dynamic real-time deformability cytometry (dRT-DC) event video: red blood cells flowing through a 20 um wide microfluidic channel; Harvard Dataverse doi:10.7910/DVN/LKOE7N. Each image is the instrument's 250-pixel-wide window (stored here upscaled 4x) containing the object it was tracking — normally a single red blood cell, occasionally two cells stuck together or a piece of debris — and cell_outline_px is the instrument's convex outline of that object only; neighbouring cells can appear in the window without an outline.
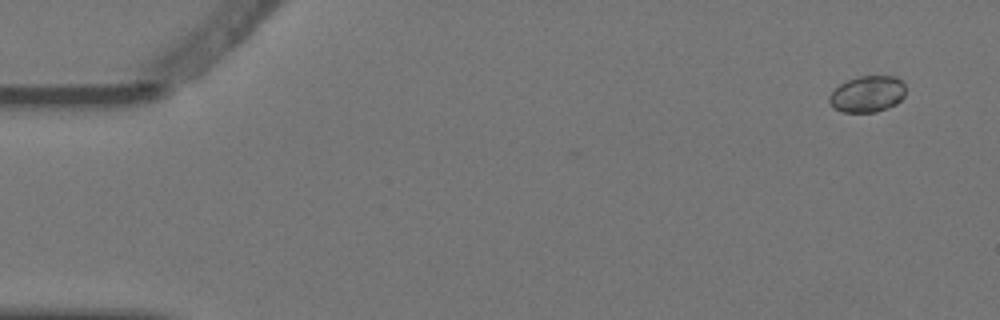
{"species": "Egyptian fruit bat (a non-hibernating species)", "species_latin": "Rousettus aegyptiacus", "temperature_condition": "warm", "stored_images_in_passage": 2, "camera_frame_rate_fps": 3000, "um_per_image_px": 0.085, "animal": {"sex": "female"}, "frame": {"image": 1, "passage_image": 1, "time_ms": 0.0, "image_size_px": [1000, 320], "cell_outline_px": [[904, 96], [896, 104], [876, 112], [844, 112], [832, 108], [828, 100], [828, 96], [840, 84], [848, 80], [860, 76], [896, 76], [904, 84]], "centroid_in_image_um": [73.71, 8.0], "position_along_channel_um": 11.3, "area_um2": 16.13}}